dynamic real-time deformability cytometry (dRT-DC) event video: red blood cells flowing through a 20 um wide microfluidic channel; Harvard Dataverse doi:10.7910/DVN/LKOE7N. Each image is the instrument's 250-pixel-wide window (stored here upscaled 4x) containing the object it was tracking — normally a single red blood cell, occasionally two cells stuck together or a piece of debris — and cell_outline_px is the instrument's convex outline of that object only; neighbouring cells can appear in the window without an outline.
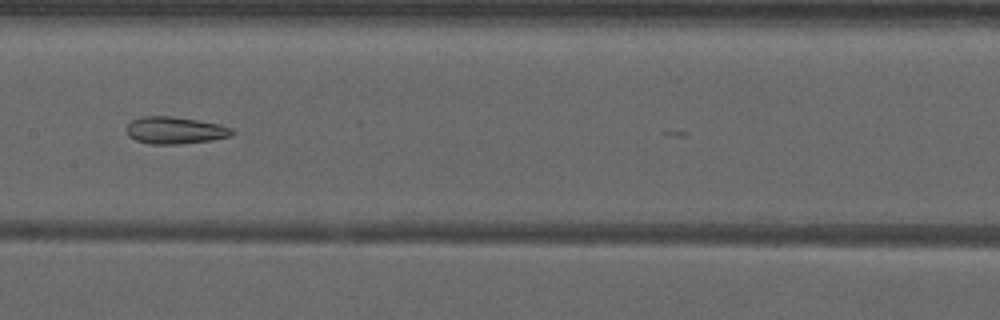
{"species": "common noctule bat (a hibernating species)", "species_latin": "Nyctalus noctula", "temperature_condition": "warm", "stored_images_in_passage": 19, "camera_frame_rate_fps": 3000, "um_per_image_px": 0.085, "animal": {"sex": "male", "forearm_length_mm": 52.5}, "frame": {"image": 1, "passage_image": 11, "time_ms": 3.333, "image_size_px": [1000, 320], "cell_outline_px": [[236, 132], [232, 136], [212, 140], [180, 144], [152, 144], [136, 140], [128, 136], [124, 128], [132, 120], [144, 116], [172, 116], [220, 124], [232, 128]], "centroid_in_image_um": [14.89, 11.08], "position_along_channel_um": 192.5, "area_um2": 16.82}}